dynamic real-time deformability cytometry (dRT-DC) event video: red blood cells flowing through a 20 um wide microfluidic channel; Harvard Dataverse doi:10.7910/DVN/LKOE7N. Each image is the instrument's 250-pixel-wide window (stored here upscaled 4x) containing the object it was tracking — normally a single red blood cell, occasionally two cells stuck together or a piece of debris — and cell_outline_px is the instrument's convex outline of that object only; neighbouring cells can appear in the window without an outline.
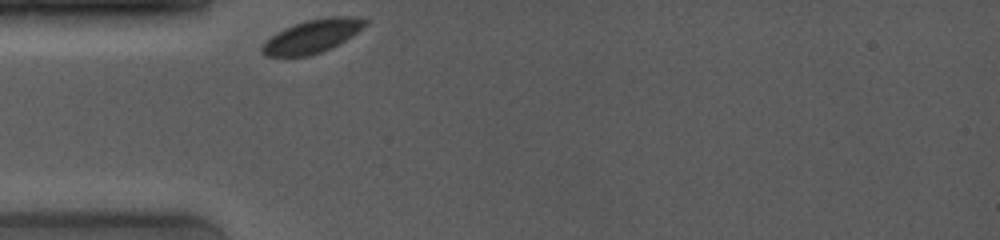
{"species": "common noctule bat (a hibernating species)", "species_latin": "Nyctalus noctula", "temperature_condition": "room temperature", "stored_images_in_passage": 3, "camera_frame_rate_fps": 4000, "um_per_image_px": 0.085, "animal": {"sex": "female", "body_mass_g": 19.0, "forearm_length_mm": 53.3}, "frame": {"image": 1, "passage_image": 1, "time_ms": 0.0, "image_size_px": [1000, 240], "cell_outline_px": [[368, 20], [352, 36], [332, 48], [308, 56], [264, 56], [260, 52], [260, 48], [276, 32], [292, 24], [304, 20], [328, 16], [356, 16]], "centroid_in_image_um": [26.52, 3.07], "position_along_channel_um": 58.5, "area_um2": 20.0}}